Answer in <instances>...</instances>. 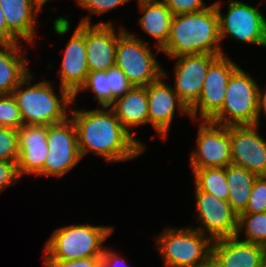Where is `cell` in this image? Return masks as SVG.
Returning a JSON list of instances; mask_svg holds the SVG:
<instances>
[{
  "label": "cell",
  "mask_w": 266,
  "mask_h": 267,
  "mask_svg": "<svg viewBox=\"0 0 266 267\" xmlns=\"http://www.w3.org/2000/svg\"><path fill=\"white\" fill-rule=\"evenodd\" d=\"M70 114L82 158L91 151L108 162L127 161L145 150V145L122 126L111 107L75 109Z\"/></svg>",
  "instance_id": "obj_1"
},
{
  "label": "cell",
  "mask_w": 266,
  "mask_h": 267,
  "mask_svg": "<svg viewBox=\"0 0 266 267\" xmlns=\"http://www.w3.org/2000/svg\"><path fill=\"white\" fill-rule=\"evenodd\" d=\"M219 18L214 3L207 9L174 15L169 39L161 49L172 59L183 55H223Z\"/></svg>",
  "instance_id": "obj_2"
},
{
  "label": "cell",
  "mask_w": 266,
  "mask_h": 267,
  "mask_svg": "<svg viewBox=\"0 0 266 267\" xmlns=\"http://www.w3.org/2000/svg\"><path fill=\"white\" fill-rule=\"evenodd\" d=\"M32 75L29 73L12 92L23 124L49 126L66 121L70 117L67 108L75 103L73 95L60 86L61 97H58L48 81L31 85ZM25 85L28 88L21 89Z\"/></svg>",
  "instance_id": "obj_3"
},
{
  "label": "cell",
  "mask_w": 266,
  "mask_h": 267,
  "mask_svg": "<svg viewBox=\"0 0 266 267\" xmlns=\"http://www.w3.org/2000/svg\"><path fill=\"white\" fill-rule=\"evenodd\" d=\"M114 231L111 226L67 225L56 229L47 240L44 260H78L101 257L103 242Z\"/></svg>",
  "instance_id": "obj_4"
},
{
  "label": "cell",
  "mask_w": 266,
  "mask_h": 267,
  "mask_svg": "<svg viewBox=\"0 0 266 267\" xmlns=\"http://www.w3.org/2000/svg\"><path fill=\"white\" fill-rule=\"evenodd\" d=\"M261 91L256 81L238 67L228 82L221 110L210 121L224 126L259 124Z\"/></svg>",
  "instance_id": "obj_5"
},
{
  "label": "cell",
  "mask_w": 266,
  "mask_h": 267,
  "mask_svg": "<svg viewBox=\"0 0 266 267\" xmlns=\"http://www.w3.org/2000/svg\"><path fill=\"white\" fill-rule=\"evenodd\" d=\"M156 238L165 267H194L212 255L213 240L191 226L166 228Z\"/></svg>",
  "instance_id": "obj_6"
},
{
  "label": "cell",
  "mask_w": 266,
  "mask_h": 267,
  "mask_svg": "<svg viewBox=\"0 0 266 267\" xmlns=\"http://www.w3.org/2000/svg\"><path fill=\"white\" fill-rule=\"evenodd\" d=\"M148 43L125 30L116 46L115 66L120 68L133 87H146L163 75Z\"/></svg>",
  "instance_id": "obj_7"
},
{
  "label": "cell",
  "mask_w": 266,
  "mask_h": 267,
  "mask_svg": "<svg viewBox=\"0 0 266 267\" xmlns=\"http://www.w3.org/2000/svg\"><path fill=\"white\" fill-rule=\"evenodd\" d=\"M221 2L214 3L219 18L220 39L227 34L237 41L257 44L266 48V18L258 8L238 0H229L226 14Z\"/></svg>",
  "instance_id": "obj_8"
},
{
  "label": "cell",
  "mask_w": 266,
  "mask_h": 267,
  "mask_svg": "<svg viewBox=\"0 0 266 267\" xmlns=\"http://www.w3.org/2000/svg\"><path fill=\"white\" fill-rule=\"evenodd\" d=\"M48 155L42 168V176L61 177L72 170L82 159L74 122L66 121L49 125L47 130Z\"/></svg>",
  "instance_id": "obj_9"
},
{
  "label": "cell",
  "mask_w": 266,
  "mask_h": 267,
  "mask_svg": "<svg viewBox=\"0 0 266 267\" xmlns=\"http://www.w3.org/2000/svg\"><path fill=\"white\" fill-rule=\"evenodd\" d=\"M239 66L227 54L219 55L209 66L198 101L189 109L190 119L211 120L222 108L232 73Z\"/></svg>",
  "instance_id": "obj_10"
},
{
  "label": "cell",
  "mask_w": 266,
  "mask_h": 267,
  "mask_svg": "<svg viewBox=\"0 0 266 267\" xmlns=\"http://www.w3.org/2000/svg\"><path fill=\"white\" fill-rule=\"evenodd\" d=\"M197 149L192 151V169L226 167L231 164L230 126L201 120Z\"/></svg>",
  "instance_id": "obj_11"
},
{
  "label": "cell",
  "mask_w": 266,
  "mask_h": 267,
  "mask_svg": "<svg viewBox=\"0 0 266 267\" xmlns=\"http://www.w3.org/2000/svg\"><path fill=\"white\" fill-rule=\"evenodd\" d=\"M195 190L197 221L203 225L195 229L213 241L235 237L238 229V215L229 202L201 191L196 185Z\"/></svg>",
  "instance_id": "obj_12"
},
{
  "label": "cell",
  "mask_w": 266,
  "mask_h": 267,
  "mask_svg": "<svg viewBox=\"0 0 266 267\" xmlns=\"http://www.w3.org/2000/svg\"><path fill=\"white\" fill-rule=\"evenodd\" d=\"M255 125H231V164L245 168L253 174L266 176V141Z\"/></svg>",
  "instance_id": "obj_13"
},
{
  "label": "cell",
  "mask_w": 266,
  "mask_h": 267,
  "mask_svg": "<svg viewBox=\"0 0 266 267\" xmlns=\"http://www.w3.org/2000/svg\"><path fill=\"white\" fill-rule=\"evenodd\" d=\"M85 23L86 59L89 72L107 71L115 66L118 37L126 30L119 29L117 34L111 22L92 25L89 16L81 19Z\"/></svg>",
  "instance_id": "obj_14"
},
{
  "label": "cell",
  "mask_w": 266,
  "mask_h": 267,
  "mask_svg": "<svg viewBox=\"0 0 266 267\" xmlns=\"http://www.w3.org/2000/svg\"><path fill=\"white\" fill-rule=\"evenodd\" d=\"M219 55L197 54L176 57L175 86L173 90L190 109L199 99L210 64Z\"/></svg>",
  "instance_id": "obj_15"
},
{
  "label": "cell",
  "mask_w": 266,
  "mask_h": 267,
  "mask_svg": "<svg viewBox=\"0 0 266 267\" xmlns=\"http://www.w3.org/2000/svg\"><path fill=\"white\" fill-rule=\"evenodd\" d=\"M166 76V72L163 71L158 80L146 86L149 123L163 139L167 137L176 110L190 116L189 109L179 99L177 93L163 81V77Z\"/></svg>",
  "instance_id": "obj_16"
},
{
  "label": "cell",
  "mask_w": 266,
  "mask_h": 267,
  "mask_svg": "<svg viewBox=\"0 0 266 267\" xmlns=\"http://www.w3.org/2000/svg\"><path fill=\"white\" fill-rule=\"evenodd\" d=\"M48 125L23 124L18 131L19 158L17 169L20 178L25 174L42 175L44 161L48 155Z\"/></svg>",
  "instance_id": "obj_17"
},
{
  "label": "cell",
  "mask_w": 266,
  "mask_h": 267,
  "mask_svg": "<svg viewBox=\"0 0 266 267\" xmlns=\"http://www.w3.org/2000/svg\"><path fill=\"white\" fill-rule=\"evenodd\" d=\"M61 87L74 95L84 84L89 73L86 59L85 23L77 25L63 53V60L58 70Z\"/></svg>",
  "instance_id": "obj_18"
},
{
  "label": "cell",
  "mask_w": 266,
  "mask_h": 267,
  "mask_svg": "<svg viewBox=\"0 0 266 267\" xmlns=\"http://www.w3.org/2000/svg\"><path fill=\"white\" fill-rule=\"evenodd\" d=\"M212 256L219 267H261L266 262L264 246L239 240V236L213 241Z\"/></svg>",
  "instance_id": "obj_19"
},
{
  "label": "cell",
  "mask_w": 266,
  "mask_h": 267,
  "mask_svg": "<svg viewBox=\"0 0 266 267\" xmlns=\"http://www.w3.org/2000/svg\"><path fill=\"white\" fill-rule=\"evenodd\" d=\"M8 32L18 41L20 38L34 44L36 17L42 6L36 0H0Z\"/></svg>",
  "instance_id": "obj_20"
},
{
  "label": "cell",
  "mask_w": 266,
  "mask_h": 267,
  "mask_svg": "<svg viewBox=\"0 0 266 267\" xmlns=\"http://www.w3.org/2000/svg\"><path fill=\"white\" fill-rule=\"evenodd\" d=\"M144 15L138 20L141 28L157 41L158 52L166 45L174 15L161 0H137Z\"/></svg>",
  "instance_id": "obj_21"
},
{
  "label": "cell",
  "mask_w": 266,
  "mask_h": 267,
  "mask_svg": "<svg viewBox=\"0 0 266 267\" xmlns=\"http://www.w3.org/2000/svg\"><path fill=\"white\" fill-rule=\"evenodd\" d=\"M110 107L129 133L131 128L149 123L146 87H132L116 98Z\"/></svg>",
  "instance_id": "obj_22"
},
{
  "label": "cell",
  "mask_w": 266,
  "mask_h": 267,
  "mask_svg": "<svg viewBox=\"0 0 266 267\" xmlns=\"http://www.w3.org/2000/svg\"><path fill=\"white\" fill-rule=\"evenodd\" d=\"M2 48V49H1ZM18 43L0 44V95H10L30 73Z\"/></svg>",
  "instance_id": "obj_23"
},
{
  "label": "cell",
  "mask_w": 266,
  "mask_h": 267,
  "mask_svg": "<svg viewBox=\"0 0 266 267\" xmlns=\"http://www.w3.org/2000/svg\"><path fill=\"white\" fill-rule=\"evenodd\" d=\"M258 176L243 167L229 164L226 166V178L229 187L228 202L239 216L248 204L253 184Z\"/></svg>",
  "instance_id": "obj_24"
},
{
  "label": "cell",
  "mask_w": 266,
  "mask_h": 267,
  "mask_svg": "<svg viewBox=\"0 0 266 267\" xmlns=\"http://www.w3.org/2000/svg\"><path fill=\"white\" fill-rule=\"evenodd\" d=\"M194 184L206 193L228 201L229 187L226 178V167L192 169Z\"/></svg>",
  "instance_id": "obj_25"
},
{
  "label": "cell",
  "mask_w": 266,
  "mask_h": 267,
  "mask_svg": "<svg viewBox=\"0 0 266 267\" xmlns=\"http://www.w3.org/2000/svg\"><path fill=\"white\" fill-rule=\"evenodd\" d=\"M243 230L246 237L241 241L258 244L266 248V212L240 214L236 236H239Z\"/></svg>",
  "instance_id": "obj_26"
},
{
  "label": "cell",
  "mask_w": 266,
  "mask_h": 267,
  "mask_svg": "<svg viewBox=\"0 0 266 267\" xmlns=\"http://www.w3.org/2000/svg\"><path fill=\"white\" fill-rule=\"evenodd\" d=\"M88 89H91L94 93L93 99L98 100L101 106L110 107L112 105V91L109 87L106 71L89 72L84 84L73 95V101L79 92Z\"/></svg>",
  "instance_id": "obj_27"
},
{
  "label": "cell",
  "mask_w": 266,
  "mask_h": 267,
  "mask_svg": "<svg viewBox=\"0 0 266 267\" xmlns=\"http://www.w3.org/2000/svg\"><path fill=\"white\" fill-rule=\"evenodd\" d=\"M22 125L21 113L13 95H0V126L17 130Z\"/></svg>",
  "instance_id": "obj_28"
},
{
  "label": "cell",
  "mask_w": 266,
  "mask_h": 267,
  "mask_svg": "<svg viewBox=\"0 0 266 267\" xmlns=\"http://www.w3.org/2000/svg\"><path fill=\"white\" fill-rule=\"evenodd\" d=\"M18 158V131L0 126V161L17 162Z\"/></svg>",
  "instance_id": "obj_29"
},
{
  "label": "cell",
  "mask_w": 266,
  "mask_h": 267,
  "mask_svg": "<svg viewBox=\"0 0 266 267\" xmlns=\"http://www.w3.org/2000/svg\"><path fill=\"white\" fill-rule=\"evenodd\" d=\"M260 212H266V176H259L256 178L247 207L243 213Z\"/></svg>",
  "instance_id": "obj_30"
},
{
  "label": "cell",
  "mask_w": 266,
  "mask_h": 267,
  "mask_svg": "<svg viewBox=\"0 0 266 267\" xmlns=\"http://www.w3.org/2000/svg\"><path fill=\"white\" fill-rule=\"evenodd\" d=\"M106 76L108 77L109 87L112 91V103L116 98L123 96L133 87L123 71L116 66L109 68L106 71Z\"/></svg>",
  "instance_id": "obj_31"
},
{
  "label": "cell",
  "mask_w": 266,
  "mask_h": 267,
  "mask_svg": "<svg viewBox=\"0 0 266 267\" xmlns=\"http://www.w3.org/2000/svg\"><path fill=\"white\" fill-rule=\"evenodd\" d=\"M173 15L189 14L203 11L210 7L203 0H161Z\"/></svg>",
  "instance_id": "obj_32"
},
{
  "label": "cell",
  "mask_w": 266,
  "mask_h": 267,
  "mask_svg": "<svg viewBox=\"0 0 266 267\" xmlns=\"http://www.w3.org/2000/svg\"><path fill=\"white\" fill-rule=\"evenodd\" d=\"M130 0H81L78 5L92 14H104Z\"/></svg>",
  "instance_id": "obj_33"
},
{
  "label": "cell",
  "mask_w": 266,
  "mask_h": 267,
  "mask_svg": "<svg viewBox=\"0 0 266 267\" xmlns=\"http://www.w3.org/2000/svg\"><path fill=\"white\" fill-rule=\"evenodd\" d=\"M20 179L17 162L0 161V192Z\"/></svg>",
  "instance_id": "obj_34"
},
{
  "label": "cell",
  "mask_w": 266,
  "mask_h": 267,
  "mask_svg": "<svg viewBox=\"0 0 266 267\" xmlns=\"http://www.w3.org/2000/svg\"><path fill=\"white\" fill-rule=\"evenodd\" d=\"M45 267H99L101 257H88L78 260H43Z\"/></svg>",
  "instance_id": "obj_35"
},
{
  "label": "cell",
  "mask_w": 266,
  "mask_h": 267,
  "mask_svg": "<svg viewBox=\"0 0 266 267\" xmlns=\"http://www.w3.org/2000/svg\"><path fill=\"white\" fill-rule=\"evenodd\" d=\"M126 267L128 266V264L126 263V261L121 258L118 254H116L115 252L109 250V249H105L103 250V254L101 256V263L99 265V267H123L124 263ZM123 264V266L121 265Z\"/></svg>",
  "instance_id": "obj_36"
},
{
  "label": "cell",
  "mask_w": 266,
  "mask_h": 267,
  "mask_svg": "<svg viewBox=\"0 0 266 267\" xmlns=\"http://www.w3.org/2000/svg\"><path fill=\"white\" fill-rule=\"evenodd\" d=\"M19 43L7 30L4 13L0 6V44Z\"/></svg>",
  "instance_id": "obj_37"
},
{
  "label": "cell",
  "mask_w": 266,
  "mask_h": 267,
  "mask_svg": "<svg viewBox=\"0 0 266 267\" xmlns=\"http://www.w3.org/2000/svg\"><path fill=\"white\" fill-rule=\"evenodd\" d=\"M194 267H219V264L211 255L206 261L199 263Z\"/></svg>",
  "instance_id": "obj_38"
},
{
  "label": "cell",
  "mask_w": 266,
  "mask_h": 267,
  "mask_svg": "<svg viewBox=\"0 0 266 267\" xmlns=\"http://www.w3.org/2000/svg\"><path fill=\"white\" fill-rule=\"evenodd\" d=\"M261 108H266V90L261 91Z\"/></svg>",
  "instance_id": "obj_39"
},
{
  "label": "cell",
  "mask_w": 266,
  "mask_h": 267,
  "mask_svg": "<svg viewBox=\"0 0 266 267\" xmlns=\"http://www.w3.org/2000/svg\"><path fill=\"white\" fill-rule=\"evenodd\" d=\"M42 7H44L43 5H45V3L48 1V0H36Z\"/></svg>",
  "instance_id": "obj_40"
},
{
  "label": "cell",
  "mask_w": 266,
  "mask_h": 267,
  "mask_svg": "<svg viewBox=\"0 0 266 267\" xmlns=\"http://www.w3.org/2000/svg\"><path fill=\"white\" fill-rule=\"evenodd\" d=\"M261 109H263V112L266 114V108H261Z\"/></svg>",
  "instance_id": "obj_41"
}]
</instances>
